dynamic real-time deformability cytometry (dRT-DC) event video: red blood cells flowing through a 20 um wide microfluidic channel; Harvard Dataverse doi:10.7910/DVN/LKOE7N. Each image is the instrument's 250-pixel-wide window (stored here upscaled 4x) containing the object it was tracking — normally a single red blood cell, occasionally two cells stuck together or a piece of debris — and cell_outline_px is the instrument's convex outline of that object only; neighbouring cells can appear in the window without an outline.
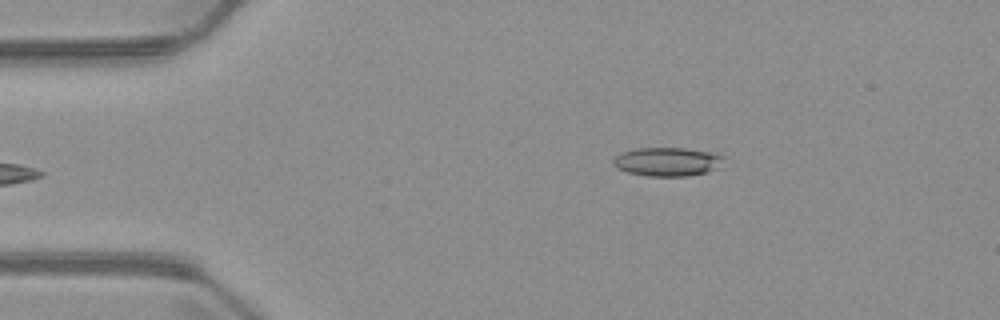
{"species": "common noctule bat (a hibernating species)", "species_latin": "Nyctalus noctula", "temperature_condition": "warm", "stored_images_in_passage": 5, "camera_frame_rate_fps": 3000, "um_per_image_px": 0.085, "animal": {"sex": "male", "body_mass_g": 23.1, "forearm_length_mm": 52.7}, "frame": {"image": 1, "passage_image": 5, "time_ms": 5.333, "image_size_px": [1000, 320], "cell_outline_px": [[724, 156], [716, 168], [708, 172], [684, 176], [648, 176], [628, 172], [616, 168], [612, 164], [612, 160], [620, 152], [636, 148], [684, 148], [716, 152]], "centroid_in_image_um": [56.69, 13.73], "position_along_channel_um": 28.3, "area_um2": 18.55}}